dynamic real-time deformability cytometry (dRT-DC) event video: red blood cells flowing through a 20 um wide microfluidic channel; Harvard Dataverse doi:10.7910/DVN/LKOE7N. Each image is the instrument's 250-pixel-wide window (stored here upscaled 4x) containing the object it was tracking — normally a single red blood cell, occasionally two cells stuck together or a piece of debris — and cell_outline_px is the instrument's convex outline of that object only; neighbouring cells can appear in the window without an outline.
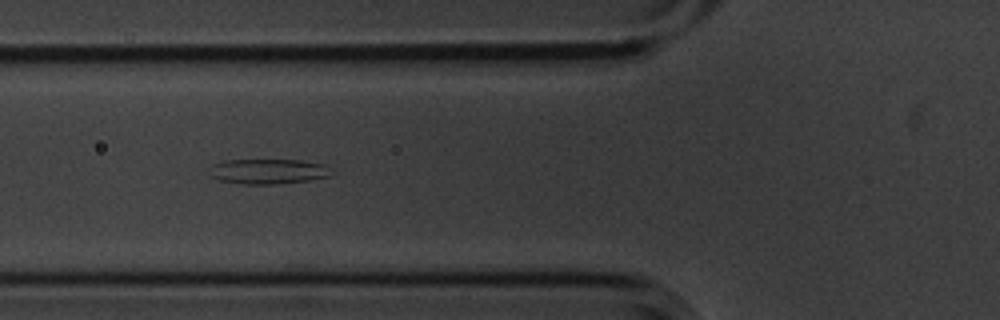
{"species": "common noctule bat (a hibernating species)", "species_latin": "Nyctalus noctula", "temperature_condition": "cold", "stored_images_in_passage": 12, "segment_of_instrument_passage": [1, 3], "camera_frame_rate_fps": 3000, "um_per_image_px": 0.085, "animal": {"sex": "male", "body_mass_g": 20.1, "forearm_length_mm": 53.5}, "frame": {"image": 1, "passage_image": 3, "time_ms": 0.667, "image_size_px": [1000, 320], "cell_outline_px": [[332, 176], [308, 180], [276, 184], [244, 184], [220, 180], [208, 176], [212, 164], [224, 160], [300, 160], [324, 164]], "centroid_in_image_um": [22.73, 14.57], "position_along_channel_um": 103.1, "area_um2": 17.74}}
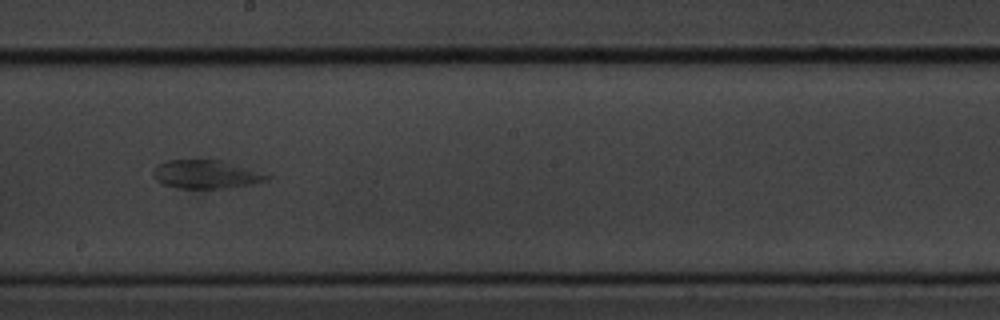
{"frame": {"image": 2, "passage_image": 6, "time_ms": 1.667, "image_size_px": [1000, 320], "cell_outline_px": [[272, 176], [268, 180], [252, 184], [228, 188], [180, 188], [164, 184], [156, 180], [152, 176], [152, 172], [156, 164], [164, 160], [220, 160]], "centroid_in_image_um": [17.45, 14.82], "position_along_channel_um": 230.7, "area_um2": 18.73}}
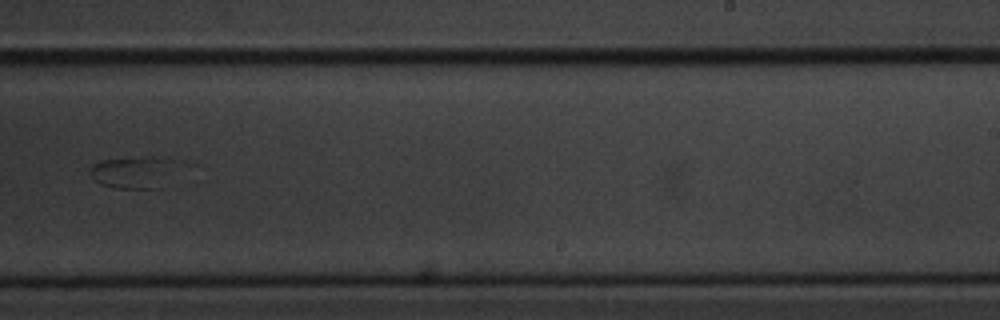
{"frame": {"image": 3, "passage_image": 7, "time_ms": 2.0, "image_size_px": [1000, 320], "cell_outline_px": [[176, 160], [160, 188], [116, 188], [100, 184], [92, 180], [88, 172], [92, 164], [100, 160]], "centroid_in_image_um": [11.13, 14.71], "position_along_channel_um": 277.9, "area_um2": 14.91}}